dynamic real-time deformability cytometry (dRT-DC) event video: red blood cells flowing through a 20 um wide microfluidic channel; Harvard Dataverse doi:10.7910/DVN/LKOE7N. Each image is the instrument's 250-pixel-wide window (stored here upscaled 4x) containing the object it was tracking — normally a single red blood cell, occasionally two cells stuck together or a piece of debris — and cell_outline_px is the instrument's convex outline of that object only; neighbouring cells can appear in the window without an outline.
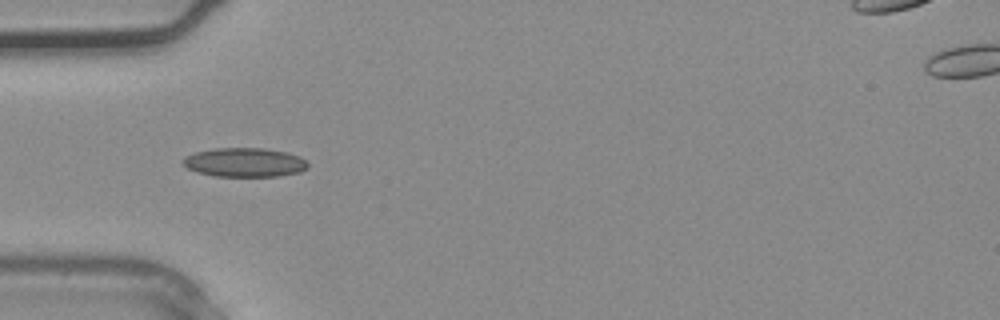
{"species": "common noctule bat (a hibernating species)", "species_latin": "Nyctalus noctula", "temperature_condition": "warm", "stored_images_in_passage": 26, "camera_frame_rate_fps": 3000, "um_per_image_px": 0.085, "animal": {"sex": "male", "body_mass_g": 20.4}, "frame": {"image": 1, "passage_image": 1, "time_ms": 0.0, "image_size_px": [1000, 320], "cell_outline_px": [[308, 168], [300, 172], [280, 176], [212, 176], [196, 172], [188, 168], [180, 160], [184, 156], [196, 152], [212, 148], [264, 148], [288, 152], [300, 156], [308, 164]], "centroid_in_image_um": [20.78, 13.8], "position_along_channel_um": 64.2, "area_um2": 21.39}}